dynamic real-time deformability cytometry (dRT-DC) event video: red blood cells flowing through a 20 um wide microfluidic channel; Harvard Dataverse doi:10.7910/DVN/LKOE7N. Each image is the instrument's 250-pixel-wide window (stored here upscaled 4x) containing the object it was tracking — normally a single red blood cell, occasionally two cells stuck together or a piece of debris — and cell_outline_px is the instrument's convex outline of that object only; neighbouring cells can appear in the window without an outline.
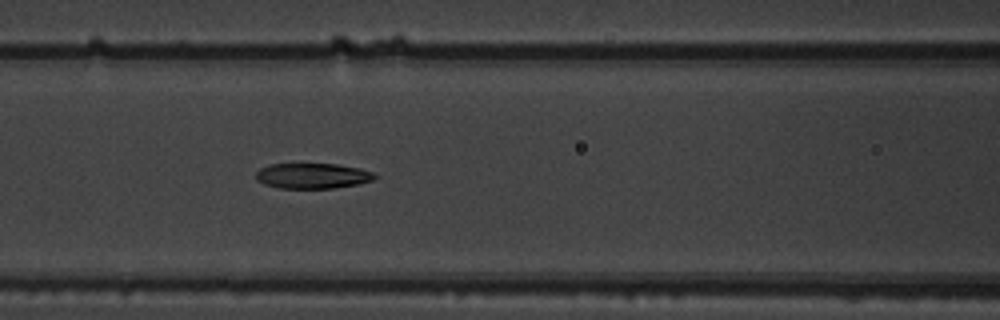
{"species": "common noctule bat (a hibernating species)", "species_latin": "Nyctalus noctula", "temperature_condition": "warm", "stored_images_in_passage": 6, "camera_frame_rate_fps": 3000, "um_per_image_px": 0.085, "animal": {"sex": "male", "body_mass_g": 19.5, "forearm_length_mm": 54.6}, "frame": {"image": 1, "passage_image": 6, "time_ms": 6.333, "image_size_px": [1000, 320], "cell_outline_px": [[380, 176], [372, 180], [360, 184], [332, 188], [280, 188], [264, 184], [256, 180], [256, 172], [260, 168], [268, 164], [336, 164], [360, 168], [372, 172]], "centroid_in_image_um": [26.58, 14.94], "position_along_channel_um": 140.0, "area_um2": 17.69}}